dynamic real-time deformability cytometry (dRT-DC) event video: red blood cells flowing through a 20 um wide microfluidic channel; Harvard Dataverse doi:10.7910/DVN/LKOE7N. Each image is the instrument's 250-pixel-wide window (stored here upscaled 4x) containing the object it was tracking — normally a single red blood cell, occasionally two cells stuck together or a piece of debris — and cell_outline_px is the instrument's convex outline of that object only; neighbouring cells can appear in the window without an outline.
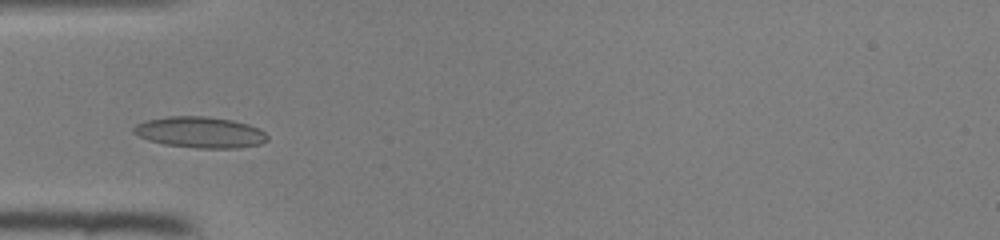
{"species": "common noctule bat (a hibernating species)", "species_latin": "Nyctalus noctula", "temperature_condition": "room temperature", "stored_images_in_passage": 33, "camera_frame_rate_fps": 3000, "um_per_image_px": 0.085, "animal": {"sex": "female", "body_mass_g": 22.0, "forearm_length_mm": 56.7}, "frame": {"image": 1, "passage_image": 1, "time_ms": 0.0, "image_size_px": [1000, 240], "cell_outline_px": [[268, 140], [260, 144], [236, 148], [196, 148], [164, 144], [148, 140], [132, 132], [132, 128], [136, 124], [144, 120], [168, 116], [208, 116], [232, 120], [248, 124], [260, 128], [268, 136]], "centroid_in_image_um": [17.0, 11.24], "position_along_channel_um": 68.0, "area_um2": 24.39}}
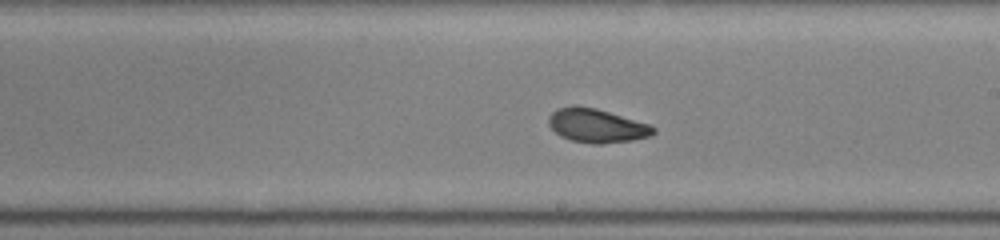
{"frame": {"image": 2, "passage_image": 13, "time_ms": 4.0, "image_size_px": [1000, 240], "cell_outline_px": [[656, 132], [648, 136], [632, 140], [600, 144], [592, 144], [572, 140], [560, 136], [548, 124], [548, 116], [556, 108], [572, 104], [576, 104], [596, 108], [648, 124], [656, 128]], "centroid_in_image_um": [50.66, 10.66], "position_along_channel_um": 238.3, "area_um2": 20.69}}
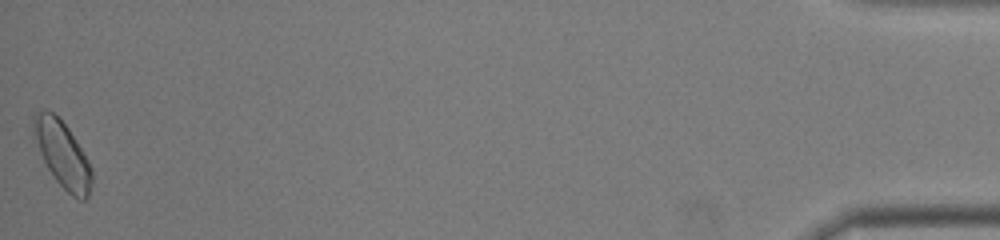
{"frame": {"image": 3, "passage_image": 33, "time_ms": 10.667, "image_size_px": [1000, 240], "cell_outline_px": [[92, 184], [88, 196], [84, 200], [80, 200], [72, 196], [56, 180], [48, 168], [40, 152], [32, 132], [32, 116], [36, 112], [44, 108], [52, 112], [68, 128], [76, 140], [88, 160], [92, 168]], "centroid_in_image_um": [5.3, 13.1], "position_along_channel_um": 429.9, "area_um2": 22.31}}